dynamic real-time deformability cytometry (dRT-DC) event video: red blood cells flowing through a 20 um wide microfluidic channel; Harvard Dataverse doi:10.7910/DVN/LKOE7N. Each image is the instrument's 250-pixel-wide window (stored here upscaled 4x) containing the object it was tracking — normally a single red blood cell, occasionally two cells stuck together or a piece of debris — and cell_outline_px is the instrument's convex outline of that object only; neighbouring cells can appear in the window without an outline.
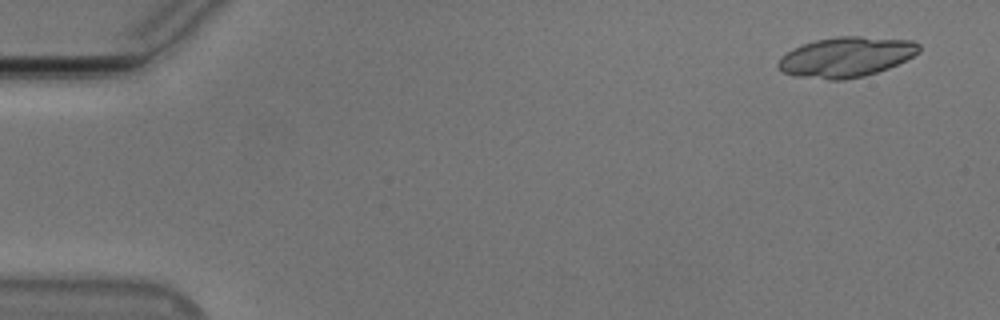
{"species": "Egyptian fruit bat (a non-hibernating species)", "species_latin": "Rousettus aegyptiacus", "temperature_condition": "cold", "stored_images_in_passage": 17, "camera_frame_rate_fps": 3000, "um_per_image_px": 0.085, "animal": {"sex": "male"}, "frame": {"image": 1, "passage_image": 1, "time_ms": 0.0, "image_size_px": [1000, 320], "cell_outline_px": [[920, 52], [888, 68], [864, 76], [844, 80], [828, 80], [800, 76], [784, 72], [776, 64], [780, 56], [792, 48], [816, 40], [836, 36], [860, 36], [912, 40], [920, 44]], "centroid_in_image_um": [71.92, 4.83], "position_along_channel_um": 13.1, "area_um2": 32.83}}